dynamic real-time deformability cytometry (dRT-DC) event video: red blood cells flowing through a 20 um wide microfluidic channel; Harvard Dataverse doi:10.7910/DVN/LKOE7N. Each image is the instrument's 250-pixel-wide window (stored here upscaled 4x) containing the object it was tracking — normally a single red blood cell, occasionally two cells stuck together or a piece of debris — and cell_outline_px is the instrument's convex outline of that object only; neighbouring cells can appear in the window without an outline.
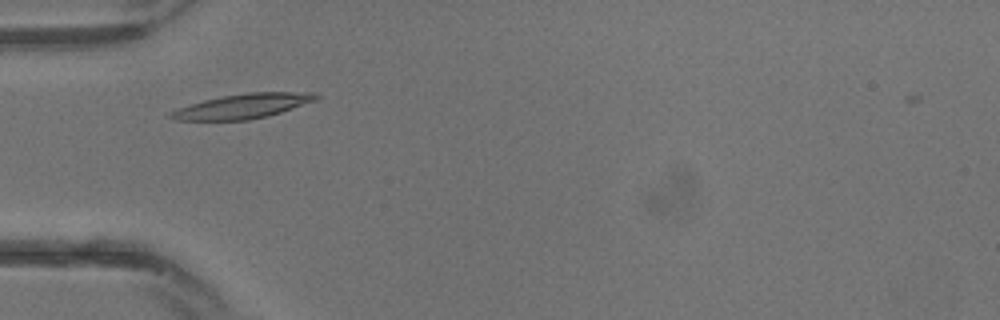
{"species": "common noctule bat (a hibernating species)", "species_latin": "Nyctalus noctula", "temperature_condition": "warm", "stored_images_in_passage": 22, "camera_frame_rate_fps": 3000, "um_per_image_px": 0.085, "animal": {"sex": "male", "body_mass_g": 13.3}, "frame": {"image": 1, "passage_image": 1, "time_ms": 0.0, "image_size_px": [1000, 320], "cell_outline_px": [[320, 96], [316, 100], [268, 116], [248, 120], [172, 120], [164, 116], [168, 112], [176, 108], [204, 100], [224, 96], [248, 92], [316, 92]], "centroid_in_image_um": [20.57, 9.03], "position_along_channel_um": 64.4, "area_um2": 20.98}}
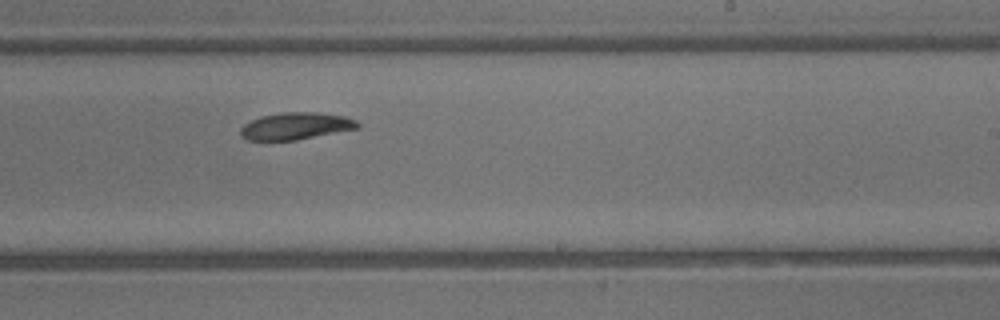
{"frame": {"image": 2, "passage_image": 10, "time_ms": 3.0, "image_size_px": [1000, 320], "cell_outline_px": [[360, 128], [296, 140], [244, 140], [240, 136], [240, 128], [244, 124], [260, 116], [280, 112], [320, 112], [344, 116], [356, 120], [360, 124]], "centroid_in_image_um": [25.13, 10.71], "position_along_channel_um": 263.9, "area_um2": 18.67}}
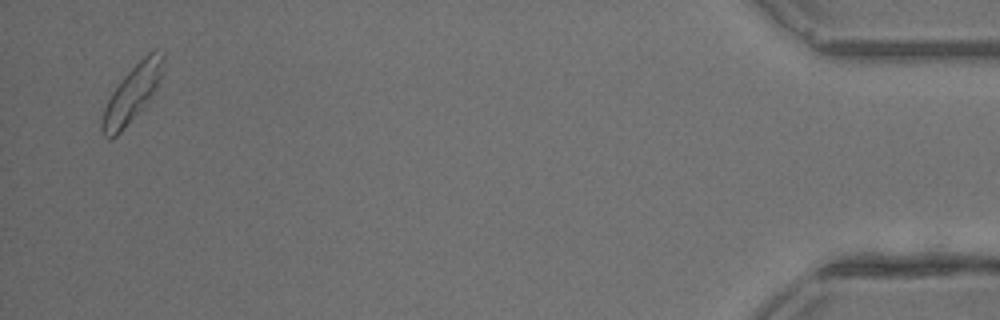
{"frame": {"image": 3, "passage_image": 21, "time_ms": 6.667, "image_size_px": [1000, 320], "cell_outline_px": [[164, 72], [156, 88], [144, 108], [112, 140], [108, 140], [100, 132], [100, 124], [104, 108], [112, 92], [124, 76], [148, 52], [156, 48], [164, 52]], "centroid_in_image_um": [11.24, 7.97], "position_along_channel_um": 424.0, "area_um2": 20.4}}